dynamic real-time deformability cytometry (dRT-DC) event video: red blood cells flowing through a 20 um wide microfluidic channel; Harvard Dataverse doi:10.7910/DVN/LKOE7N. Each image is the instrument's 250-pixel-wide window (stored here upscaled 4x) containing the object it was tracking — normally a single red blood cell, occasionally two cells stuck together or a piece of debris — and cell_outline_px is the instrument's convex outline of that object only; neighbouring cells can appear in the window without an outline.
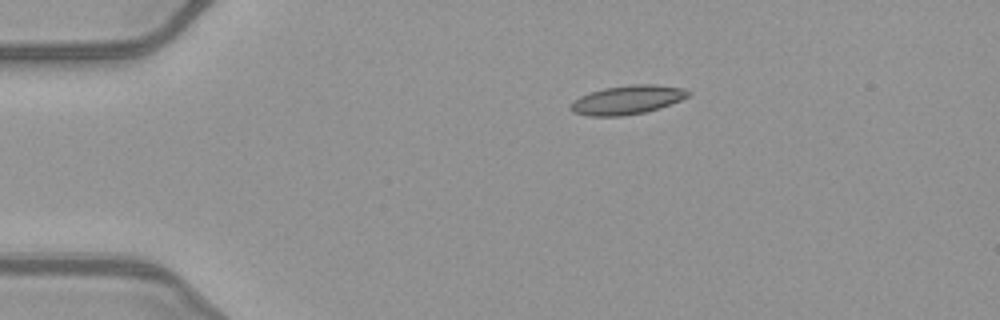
{"species": "common noctule bat (a hibernating species)", "species_latin": "Nyctalus noctula", "temperature_condition": "warm", "stored_images_in_passage": 42, "camera_frame_rate_fps": 3000, "um_per_image_px": 0.085, "animal": {"sex": "female", "body_mass_g": 21.9}, "frame": {"image": 1, "passage_image": 1, "time_ms": 0.0, "image_size_px": [1000, 320], "cell_outline_px": [[692, 92], [688, 96], [680, 100], [660, 108], [644, 112], [620, 116], [588, 116], [572, 112], [568, 108], [580, 96], [604, 88], [632, 84], [656, 84], [684, 88]], "centroid_in_image_um": [53.34, 8.48], "position_along_channel_um": 31.7, "area_um2": 19.71}}
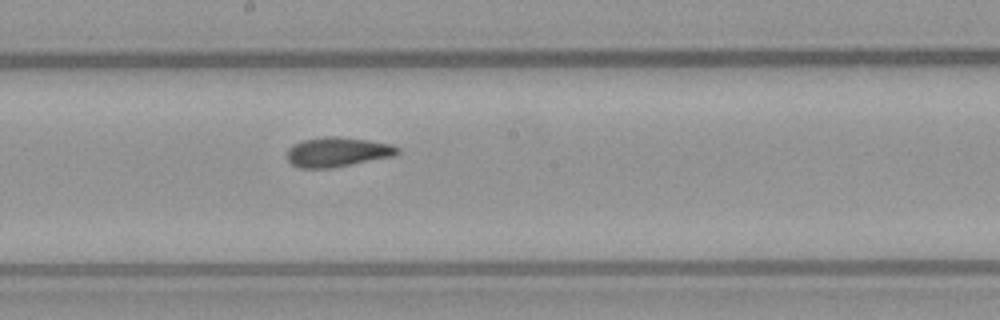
{"frame": {"image": 2, "passage_image": 19, "time_ms": 6.0, "image_size_px": [1000, 320], "cell_outline_px": [[400, 152], [392, 156], [332, 168], [300, 168], [292, 164], [288, 160], [288, 148], [292, 144], [304, 140], [324, 136], [336, 136], [368, 140], [392, 144], [400, 148]], "centroid_in_image_um": [28.68, 12.91], "position_along_channel_um": 219.5, "area_um2": 19.02}}
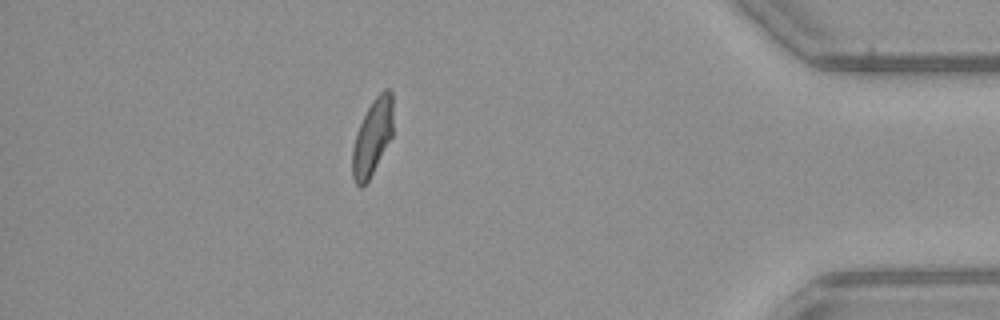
{"frame": {"image": 3, "passage_image": 36, "time_ms": 11.667, "image_size_px": [1000, 320], "cell_outline_px": [[392, 136], [368, 180], [360, 188], [356, 184], [352, 176], [352, 148], [360, 124], [372, 100], [384, 88], [388, 88], [392, 92]], "centroid_in_image_um": [31.65, 11.64], "position_along_channel_um": 403.5, "area_um2": 17.74}, "authors_computed_cell_mechanics": {"area_um2": 18.8428, "velocity_mm_per_s": 4.0291, "shape_relaxation_time_tau1_ms": 5.5638, "shape_relaxation_time_tau2_ms": 1.6986, "deformation_change_tau1": 0.1763, "deformation_change_tau2": 0.0805}}